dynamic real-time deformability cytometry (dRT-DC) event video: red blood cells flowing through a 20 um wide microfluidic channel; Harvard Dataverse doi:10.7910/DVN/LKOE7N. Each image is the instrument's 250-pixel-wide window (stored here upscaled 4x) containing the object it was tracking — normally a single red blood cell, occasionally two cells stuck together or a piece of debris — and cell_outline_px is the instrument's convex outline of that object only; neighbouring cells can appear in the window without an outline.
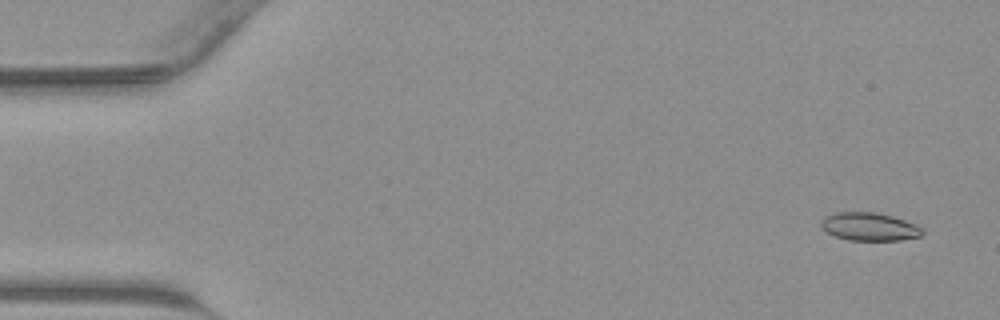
{"species": "common noctule bat (a hibernating species)", "species_latin": "Nyctalus noctula", "temperature_condition": "warm", "stored_images_in_passage": 42, "camera_frame_rate_fps": 3000, "um_per_image_px": 0.085, "animal": {"sex": "male", "body_mass_g": 23.1, "forearm_length_mm": 52.7}, "frame": {"image": 1, "passage_image": 1, "time_ms": 0.0, "image_size_px": [1000, 320], "cell_outline_px": [[924, 232], [920, 236], [900, 240], [848, 240], [836, 236], [828, 232], [820, 224], [820, 220], [824, 216], [836, 212], [876, 212], [892, 216], [916, 224]], "centroid_in_image_um": [73.88, 19.26], "position_along_channel_um": 11.1, "area_um2": 16.47}}
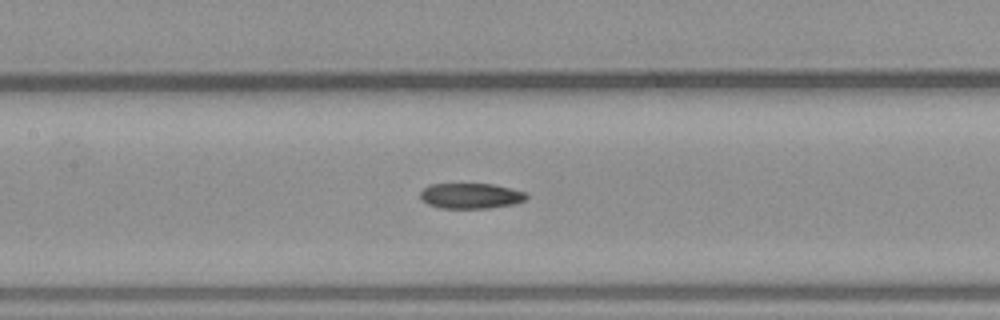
{"frame": {"image": 2, "passage_image": 19, "time_ms": 6.0, "image_size_px": [1000, 320], "cell_outline_px": [[528, 196], [524, 200], [512, 204], [488, 208], [440, 208], [428, 204], [420, 200], [420, 192], [428, 184], [492, 184], [512, 188], [524, 192]], "centroid_in_image_um": [39.97, 16.64], "position_along_channel_um": 167.4, "area_um2": 15.72}}
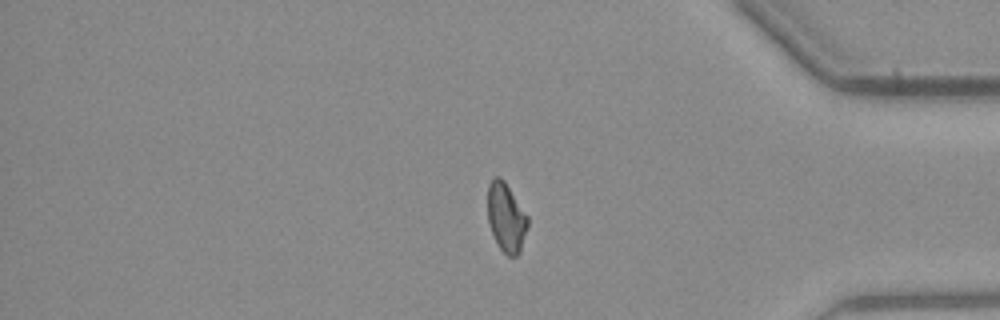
{"frame": {"image": 3, "passage_image": 35, "time_ms": 11.333, "image_size_px": [1000, 320], "cell_outline_px": [[528, 228], [520, 252], [516, 256], [508, 256], [500, 248], [492, 232], [488, 220], [488, 184], [496, 176], [500, 176], [504, 180], [528, 216]], "centroid_in_image_um": [43.04, 18.48], "position_along_channel_um": 392.2, "area_um2": 16.01}}